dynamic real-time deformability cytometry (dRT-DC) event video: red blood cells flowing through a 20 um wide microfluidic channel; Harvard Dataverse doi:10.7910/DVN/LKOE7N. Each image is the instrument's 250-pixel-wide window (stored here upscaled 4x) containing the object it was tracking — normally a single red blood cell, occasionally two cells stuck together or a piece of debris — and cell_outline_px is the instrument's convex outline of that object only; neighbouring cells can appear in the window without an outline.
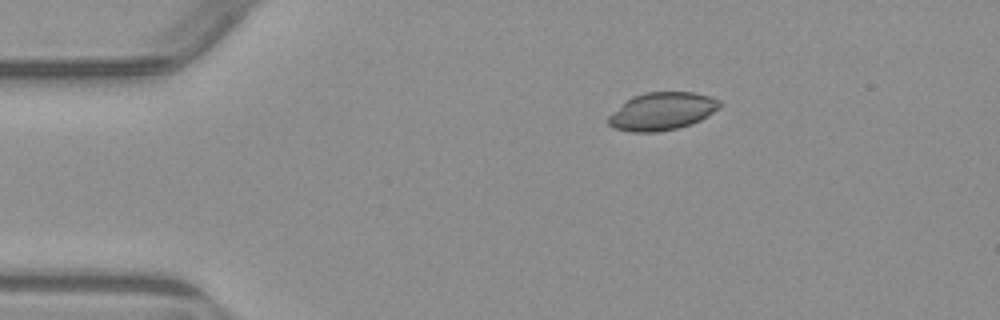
{"species": "common noctule bat (a hibernating species)", "species_latin": "Nyctalus noctula", "temperature_condition": "warm", "stored_images_in_passage": 2, "camera_frame_rate_fps": 3000, "um_per_image_px": 0.085, "animal": {"sex": "male", "body_mass_g": 23.1, "forearm_length_mm": 52.7}, "frame": {"image": 1, "passage_image": 1, "time_ms": 0.0, "image_size_px": [1000, 320], "cell_outline_px": [[724, 104], [720, 108], [708, 116], [692, 124], [676, 128], [656, 132], [632, 132], [612, 128], [608, 124], [608, 116], [612, 112], [632, 96], [648, 92], [696, 92], [720, 100]], "centroid_in_image_um": [56.3, 9.46], "position_along_channel_um": 28.7, "area_um2": 24.62}}